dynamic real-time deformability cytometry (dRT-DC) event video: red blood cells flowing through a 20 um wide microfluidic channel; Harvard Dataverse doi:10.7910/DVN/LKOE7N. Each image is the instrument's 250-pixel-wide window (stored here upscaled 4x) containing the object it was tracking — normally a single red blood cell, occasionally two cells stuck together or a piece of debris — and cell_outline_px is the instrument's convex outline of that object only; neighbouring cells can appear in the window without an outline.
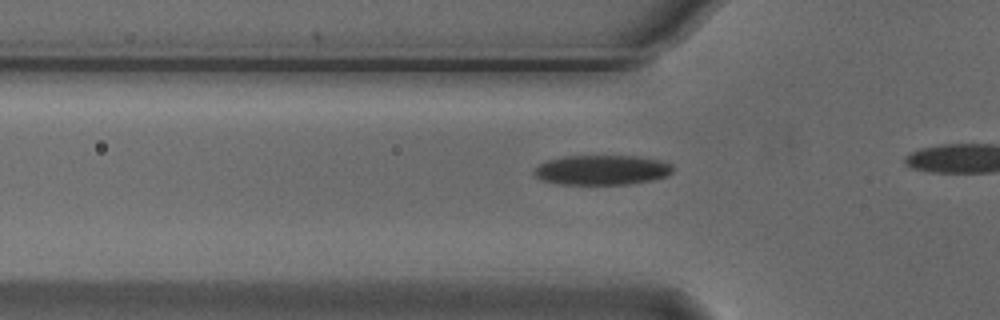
{"species": "Egyptian fruit bat (a non-hibernating species)", "species_latin": "Rousettus aegyptiacus", "temperature_condition": "cold", "stored_images_in_passage": 13, "camera_frame_rate_fps": 3000, "um_per_image_px": 0.085, "animal": {"sex": "male"}, "frame": {"image": 1, "passage_image": 10, "time_ms": 3.0, "image_size_px": [1000, 320], "cell_outline_px": [[672, 172], [668, 176], [652, 180], [628, 184], [556, 184], [540, 180], [532, 176], [532, 172], [540, 164], [548, 160], [564, 156], [636, 156], [660, 160], [672, 164]], "centroid_in_image_um": [51.13, 14.45], "position_along_channel_um": 74.7, "area_um2": 24.28}}